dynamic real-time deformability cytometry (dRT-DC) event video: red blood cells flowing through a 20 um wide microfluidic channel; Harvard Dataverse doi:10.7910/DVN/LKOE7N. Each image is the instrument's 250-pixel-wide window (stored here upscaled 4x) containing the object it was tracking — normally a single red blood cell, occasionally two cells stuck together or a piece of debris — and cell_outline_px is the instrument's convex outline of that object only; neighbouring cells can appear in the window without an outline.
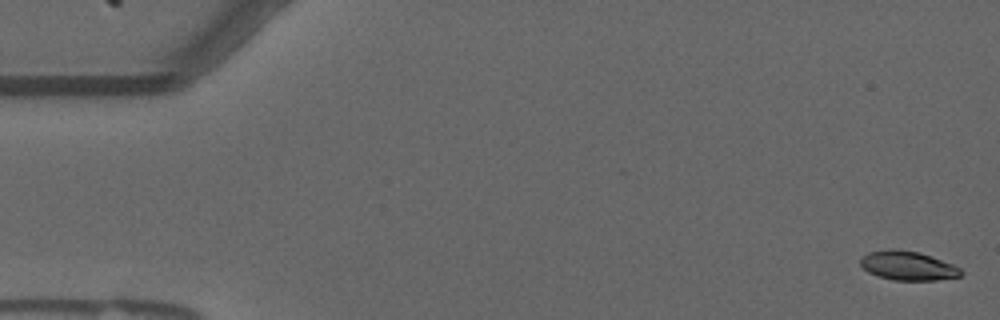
{"species": "common noctule bat (a hibernating species)", "species_latin": "Nyctalus noctula", "temperature_condition": "warm", "stored_images_in_passage": 55, "camera_frame_rate_fps": 3000, "um_per_image_px": 0.085, "animal": {"sex": "male", "forearm_length_mm": 52.5}, "frame": {"image": 1, "passage_image": 1, "time_ms": 0.0, "image_size_px": [1000, 320], "cell_outline_px": [[964, 272], [960, 276], [936, 280], [892, 280], [868, 272], [860, 264], [860, 256], [868, 252], [888, 248], [896, 248], [920, 252], [952, 264], [960, 268]], "centroid_in_image_um": [77.14, 22.56], "position_along_channel_um": 7.9, "area_um2": 17.17}}
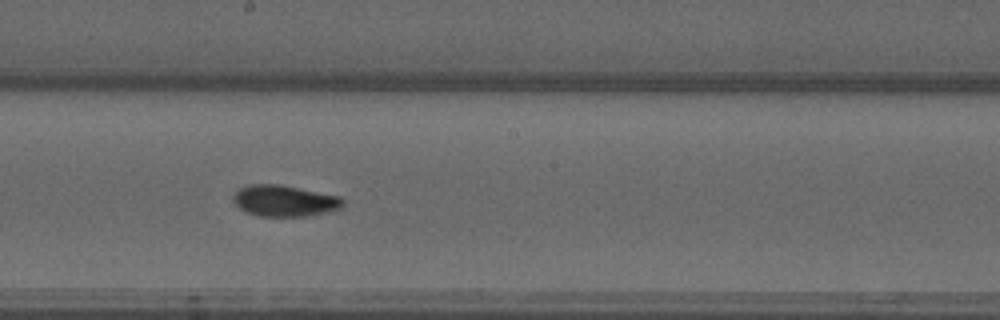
{"frame": {"image": 2, "passage_image": 30, "time_ms": 9.667, "image_size_px": [1000, 320], "cell_outline_px": [[344, 208], [332, 212], [308, 216], [260, 216], [248, 212], [240, 208], [232, 200], [232, 196], [240, 188], [248, 184], [280, 184], [340, 196], [344, 200]], "centroid_in_image_um": [24.24, 17.07], "position_along_channel_um": 224.0, "area_um2": 20.23}}
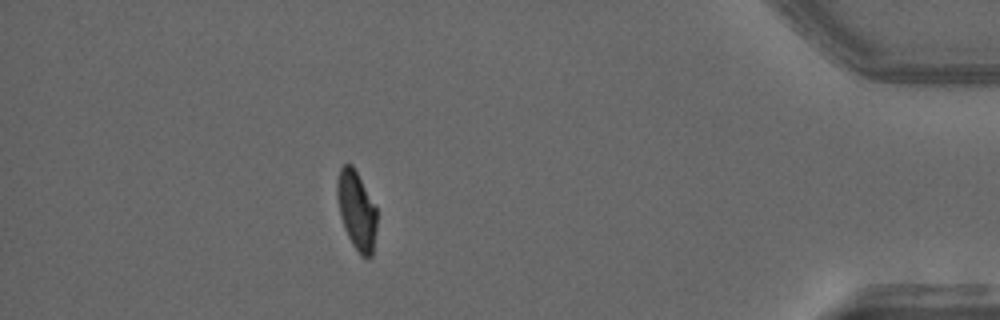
{"frame": {"image": 3, "passage_image": 49, "time_ms": 16.0, "image_size_px": [1000, 320], "cell_outline_px": [[376, 228], [372, 256], [360, 256], [352, 244], [344, 228], [340, 216], [336, 196], [336, 180], [340, 168], [344, 164], [352, 164], [376, 208]], "centroid_in_image_um": [30.28, 17.87], "position_along_channel_um": 404.9, "area_um2": 18.09}, "authors_computed_cell_mechanics": {"area_um2": 18.9006, "velocity_mm_per_s": 3.6756, "shape_relaxation_time_tau1_ms": 8.7741, "shape_relaxation_time_tau2_ms": 3.7245, "deformation_change_tau1": 0.2466, "deformation_change_tau2": 0.079}}